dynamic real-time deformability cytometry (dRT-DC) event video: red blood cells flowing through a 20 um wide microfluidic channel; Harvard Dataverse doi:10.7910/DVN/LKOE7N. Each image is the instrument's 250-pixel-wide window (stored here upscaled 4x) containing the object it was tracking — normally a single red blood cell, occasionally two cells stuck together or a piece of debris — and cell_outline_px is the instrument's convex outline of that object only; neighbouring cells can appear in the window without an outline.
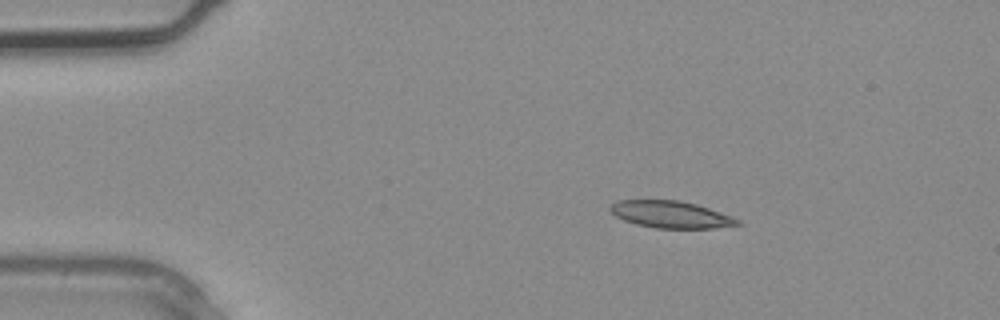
{"species": "common noctule bat (a hibernating species)", "species_latin": "Nyctalus noctula", "temperature_condition": "warm", "stored_images_in_passage": 2, "camera_frame_rate_fps": 3000, "um_per_image_px": 0.085, "animal": {"sex": "male", "body_mass_g": 20.4}, "frame": {"image": 1, "passage_image": 1, "time_ms": 0.0, "image_size_px": [1000, 320], "cell_outline_px": [[744, 224], [712, 228], [656, 228], [636, 224], [624, 220], [616, 216], [608, 208], [616, 200], [680, 200], [696, 204], [732, 216], [740, 220]], "centroid_in_image_um": [57.03, 18.23], "position_along_channel_um": 28.0, "area_um2": 20.0}}